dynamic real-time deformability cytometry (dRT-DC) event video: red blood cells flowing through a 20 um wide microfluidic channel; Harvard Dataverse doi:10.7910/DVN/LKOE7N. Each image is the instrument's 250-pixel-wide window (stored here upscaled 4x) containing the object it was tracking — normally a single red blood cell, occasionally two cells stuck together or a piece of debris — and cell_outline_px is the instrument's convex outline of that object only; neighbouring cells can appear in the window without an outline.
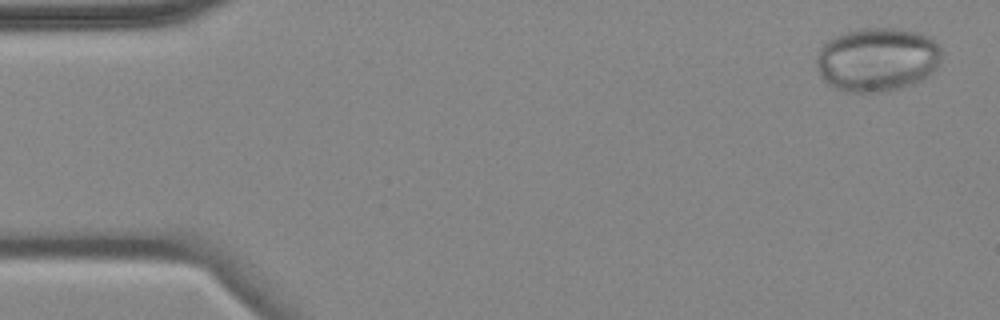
{"species": "common noctule bat (a hibernating species)", "species_latin": "Nyctalus noctula", "temperature_condition": "cold", "stored_images_in_passage": 6, "camera_frame_rate_fps": 3000, "um_per_image_px": 0.085, "animal": {"sex": "female", "body_mass_g": 18.4}, "frame": {"image": 1, "passage_image": 1, "time_ms": 0.0, "image_size_px": [1000, 320], "cell_outline_px": [[940, 60], [936, 68], [928, 76], [912, 84], [900, 88], [884, 92], [848, 92], [836, 88], [828, 84], [820, 76], [816, 64], [816, 56], [820, 48], [828, 40], [844, 32], [860, 28], [900, 28], [916, 32], [928, 36], [940, 44]], "centroid_in_image_um": [74.55, 5.05], "position_along_channel_um": 10.4, "area_um2": 46.82}}